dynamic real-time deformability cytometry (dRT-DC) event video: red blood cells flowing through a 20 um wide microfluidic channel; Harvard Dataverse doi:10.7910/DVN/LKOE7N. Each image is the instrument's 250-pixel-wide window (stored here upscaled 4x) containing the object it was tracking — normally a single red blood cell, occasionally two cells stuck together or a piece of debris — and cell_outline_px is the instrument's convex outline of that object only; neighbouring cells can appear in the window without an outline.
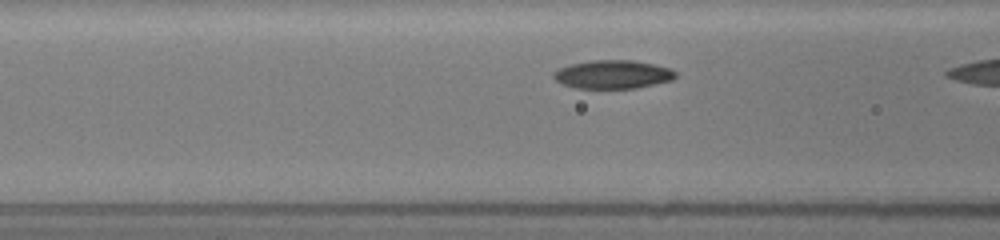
{"species": "common noctule bat (a hibernating species)", "species_latin": "Nyctalus noctula", "temperature_condition": "room temperature", "stored_images_in_passage": 7, "camera_frame_rate_fps": 3000, "um_per_image_px": 0.085, "animal": {"sex": "female", "body_mass_g": 19.5, "forearm_length_mm": 54.1}, "frame": {"image": 1, "passage_image": 6, "time_ms": 1.667, "image_size_px": [1000, 240], "cell_outline_px": [[676, 76], [672, 80], [636, 88], [576, 88], [564, 84], [556, 80], [552, 76], [552, 72], [560, 68], [572, 64], [592, 60], [632, 60], [672, 68], [676, 72]], "centroid_in_image_um": [52.1, 6.32], "position_along_channel_um": 114.5, "area_um2": 20.11}}